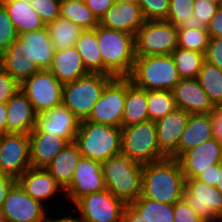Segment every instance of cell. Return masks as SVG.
I'll use <instances>...</instances> for the list:
<instances>
[{
    "instance_id": "7a4b0ae2",
    "label": "cell",
    "mask_w": 222,
    "mask_h": 222,
    "mask_svg": "<svg viewBox=\"0 0 222 222\" xmlns=\"http://www.w3.org/2000/svg\"><path fill=\"white\" fill-rule=\"evenodd\" d=\"M96 37L103 61V74L114 78L129 77L136 58L135 36L98 25Z\"/></svg>"
},
{
    "instance_id": "4316f807",
    "label": "cell",
    "mask_w": 222,
    "mask_h": 222,
    "mask_svg": "<svg viewBox=\"0 0 222 222\" xmlns=\"http://www.w3.org/2000/svg\"><path fill=\"white\" fill-rule=\"evenodd\" d=\"M18 35L37 31L46 25L31 7L32 0H1Z\"/></svg>"
},
{
    "instance_id": "bcb514c9",
    "label": "cell",
    "mask_w": 222,
    "mask_h": 222,
    "mask_svg": "<svg viewBox=\"0 0 222 222\" xmlns=\"http://www.w3.org/2000/svg\"><path fill=\"white\" fill-rule=\"evenodd\" d=\"M204 59L222 70V37L210 38Z\"/></svg>"
},
{
    "instance_id": "6da1fadb",
    "label": "cell",
    "mask_w": 222,
    "mask_h": 222,
    "mask_svg": "<svg viewBox=\"0 0 222 222\" xmlns=\"http://www.w3.org/2000/svg\"><path fill=\"white\" fill-rule=\"evenodd\" d=\"M186 179L177 159L144 164L142 168L141 195L166 204H174L183 199Z\"/></svg>"
},
{
    "instance_id": "f546056e",
    "label": "cell",
    "mask_w": 222,
    "mask_h": 222,
    "mask_svg": "<svg viewBox=\"0 0 222 222\" xmlns=\"http://www.w3.org/2000/svg\"><path fill=\"white\" fill-rule=\"evenodd\" d=\"M19 38L29 47L33 64H38L43 70L48 69L52 63L55 49L46 27L20 34Z\"/></svg>"
},
{
    "instance_id": "d4e9b609",
    "label": "cell",
    "mask_w": 222,
    "mask_h": 222,
    "mask_svg": "<svg viewBox=\"0 0 222 222\" xmlns=\"http://www.w3.org/2000/svg\"><path fill=\"white\" fill-rule=\"evenodd\" d=\"M48 70L62 84L73 82L89 74L75 46L55 51Z\"/></svg>"
},
{
    "instance_id": "9c48e42d",
    "label": "cell",
    "mask_w": 222,
    "mask_h": 222,
    "mask_svg": "<svg viewBox=\"0 0 222 222\" xmlns=\"http://www.w3.org/2000/svg\"><path fill=\"white\" fill-rule=\"evenodd\" d=\"M125 100L126 77H115L105 86L86 121L122 127Z\"/></svg>"
},
{
    "instance_id": "7bdbcfd3",
    "label": "cell",
    "mask_w": 222,
    "mask_h": 222,
    "mask_svg": "<svg viewBox=\"0 0 222 222\" xmlns=\"http://www.w3.org/2000/svg\"><path fill=\"white\" fill-rule=\"evenodd\" d=\"M193 7V25L207 27L219 5L208 0H194Z\"/></svg>"
},
{
    "instance_id": "9a60e30c",
    "label": "cell",
    "mask_w": 222,
    "mask_h": 222,
    "mask_svg": "<svg viewBox=\"0 0 222 222\" xmlns=\"http://www.w3.org/2000/svg\"><path fill=\"white\" fill-rule=\"evenodd\" d=\"M106 189L102 163L81 157L64 196L75 204L80 198Z\"/></svg>"
},
{
    "instance_id": "2e32d148",
    "label": "cell",
    "mask_w": 222,
    "mask_h": 222,
    "mask_svg": "<svg viewBox=\"0 0 222 222\" xmlns=\"http://www.w3.org/2000/svg\"><path fill=\"white\" fill-rule=\"evenodd\" d=\"M81 121L65 105L60 104L48 111L37 114L36 126L32 131L47 132L65 138L73 143Z\"/></svg>"
},
{
    "instance_id": "ab89813d",
    "label": "cell",
    "mask_w": 222,
    "mask_h": 222,
    "mask_svg": "<svg viewBox=\"0 0 222 222\" xmlns=\"http://www.w3.org/2000/svg\"><path fill=\"white\" fill-rule=\"evenodd\" d=\"M170 0H137L145 21L166 20Z\"/></svg>"
},
{
    "instance_id": "7dc6e473",
    "label": "cell",
    "mask_w": 222,
    "mask_h": 222,
    "mask_svg": "<svg viewBox=\"0 0 222 222\" xmlns=\"http://www.w3.org/2000/svg\"><path fill=\"white\" fill-rule=\"evenodd\" d=\"M114 3L115 0H85L88 9L98 21Z\"/></svg>"
},
{
    "instance_id": "681fc988",
    "label": "cell",
    "mask_w": 222,
    "mask_h": 222,
    "mask_svg": "<svg viewBox=\"0 0 222 222\" xmlns=\"http://www.w3.org/2000/svg\"><path fill=\"white\" fill-rule=\"evenodd\" d=\"M206 28L210 38L222 37V5L218 7L215 16Z\"/></svg>"
},
{
    "instance_id": "b9f144b4",
    "label": "cell",
    "mask_w": 222,
    "mask_h": 222,
    "mask_svg": "<svg viewBox=\"0 0 222 222\" xmlns=\"http://www.w3.org/2000/svg\"><path fill=\"white\" fill-rule=\"evenodd\" d=\"M60 0H32L31 7L45 25L60 17Z\"/></svg>"
},
{
    "instance_id": "8992f818",
    "label": "cell",
    "mask_w": 222,
    "mask_h": 222,
    "mask_svg": "<svg viewBox=\"0 0 222 222\" xmlns=\"http://www.w3.org/2000/svg\"><path fill=\"white\" fill-rule=\"evenodd\" d=\"M111 75L89 73L77 80L63 84L62 104L80 121L86 120L105 86L113 79Z\"/></svg>"
},
{
    "instance_id": "6f0895ef",
    "label": "cell",
    "mask_w": 222,
    "mask_h": 222,
    "mask_svg": "<svg viewBox=\"0 0 222 222\" xmlns=\"http://www.w3.org/2000/svg\"><path fill=\"white\" fill-rule=\"evenodd\" d=\"M61 2H73V3H76V2H85V0H60Z\"/></svg>"
},
{
    "instance_id": "5b68a950",
    "label": "cell",
    "mask_w": 222,
    "mask_h": 222,
    "mask_svg": "<svg viewBox=\"0 0 222 222\" xmlns=\"http://www.w3.org/2000/svg\"><path fill=\"white\" fill-rule=\"evenodd\" d=\"M143 165L123 154L102 163L106 189L129 204L141 195Z\"/></svg>"
},
{
    "instance_id": "ee69618b",
    "label": "cell",
    "mask_w": 222,
    "mask_h": 222,
    "mask_svg": "<svg viewBox=\"0 0 222 222\" xmlns=\"http://www.w3.org/2000/svg\"><path fill=\"white\" fill-rule=\"evenodd\" d=\"M20 90V84L0 66V104L7 103Z\"/></svg>"
},
{
    "instance_id": "52a82bcc",
    "label": "cell",
    "mask_w": 222,
    "mask_h": 222,
    "mask_svg": "<svg viewBox=\"0 0 222 222\" xmlns=\"http://www.w3.org/2000/svg\"><path fill=\"white\" fill-rule=\"evenodd\" d=\"M121 154L142 165L167 158L159 149L155 122L121 127Z\"/></svg>"
},
{
    "instance_id": "60d3db41",
    "label": "cell",
    "mask_w": 222,
    "mask_h": 222,
    "mask_svg": "<svg viewBox=\"0 0 222 222\" xmlns=\"http://www.w3.org/2000/svg\"><path fill=\"white\" fill-rule=\"evenodd\" d=\"M19 37L4 5L0 2V56Z\"/></svg>"
},
{
    "instance_id": "1f68e13d",
    "label": "cell",
    "mask_w": 222,
    "mask_h": 222,
    "mask_svg": "<svg viewBox=\"0 0 222 222\" xmlns=\"http://www.w3.org/2000/svg\"><path fill=\"white\" fill-rule=\"evenodd\" d=\"M46 29L55 51L76 46L77 39L83 31L74 22L61 17L47 24Z\"/></svg>"
},
{
    "instance_id": "5bb4252c",
    "label": "cell",
    "mask_w": 222,
    "mask_h": 222,
    "mask_svg": "<svg viewBox=\"0 0 222 222\" xmlns=\"http://www.w3.org/2000/svg\"><path fill=\"white\" fill-rule=\"evenodd\" d=\"M46 208L31 198L16 182L9 190L1 210L2 222H43Z\"/></svg>"
},
{
    "instance_id": "ac0fdd59",
    "label": "cell",
    "mask_w": 222,
    "mask_h": 222,
    "mask_svg": "<svg viewBox=\"0 0 222 222\" xmlns=\"http://www.w3.org/2000/svg\"><path fill=\"white\" fill-rule=\"evenodd\" d=\"M178 161L185 179L196 178L210 165L221 163L220 143L213 137L186 151Z\"/></svg>"
},
{
    "instance_id": "91938a15",
    "label": "cell",
    "mask_w": 222,
    "mask_h": 222,
    "mask_svg": "<svg viewBox=\"0 0 222 222\" xmlns=\"http://www.w3.org/2000/svg\"><path fill=\"white\" fill-rule=\"evenodd\" d=\"M118 2H137V0H115Z\"/></svg>"
},
{
    "instance_id": "4fadbf2b",
    "label": "cell",
    "mask_w": 222,
    "mask_h": 222,
    "mask_svg": "<svg viewBox=\"0 0 222 222\" xmlns=\"http://www.w3.org/2000/svg\"><path fill=\"white\" fill-rule=\"evenodd\" d=\"M74 205L84 222H121L126 206L107 189L84 196Z\"/></svg>"
},
{
    "instance_id": "f907efd6",
    "label": "cell",
    "mask_w": 222,
    "mask_h": 222,
    "mask_svg": "<svg viewBox=\"0 0 222 222\" xmlns=\"http://www.w3.org/2000/svg\"><path fill=\"white\" fill-rule=\"evenodd\" d=\"M16 183V178L7 175L0 171V213L2 210L3 202L11 187Z\"/></svg>"
},
{
    "instance_id": "30bf717a",
    "label": "cell",
    "mask_w": 222,
    "mask_h": 222,
    "mask_svg": "<svg viewBox=\"0 0 222 222\" xmlns=\"http://www.w3.org/2000/svg\"><path fill=\"white\" fill-rule=\"evenodd\" d=\"M62 88L63 84L48 69L36 72L20 85L37 114L62 104Z\"/></svg>"
},
{
    "instance_id": "c3c4849f",
    "label": "cell",
    "mask_w": 222,
    "mask_h": 222,
    "mask_svg": "<svg viewBox=\"0 0 222 222\" xmlns=\"http://www.w3.org/2000/svg\"><path fill=\"white\" fill-rule=\"evenodd\" d=\"M213 137L220 143L222 142V105L215 106L210 112Z\"/></svg>"
},
{
    "instance_id": "d6986e66",
    "label": "cell",
    "mask_w": 222,
    "mask_h": 222,
    "mask_svg": "<svg viewBox=\"0 0 222 222\" xmlns=\"http://www.w3.org/2000/svg\"><path fill=\"white\" fill-rule=\"evenodd\" d=\"M0 66L20 85L43 70L38 64H33L29 47L19 37L0 56Z\"/></svg>"
},
{
    "instance_id": "83f0119b",
    "label": "cell",
    "mask_w": 222,
    "mask_h": 222,
    "mask_svg": "<svg viewBox=\"0 0 222 222\" xmlns=\"http://www.w3.org/2000/svg\"><path fill=\"white\" fill-rule=\"evenodd\" d=\"M81 157L78 146L74 142L69 143L45 168L65 189L72 181L75 167Z\"/></svg>"
},
{
    "instance_id": "603a6c76",
    "label": "cell",
    "mask_w": 222,
    "mask_h": 222,
    "mask_svg": "<svg viewBox=\"0 0 222 222\" xmlns=\"http://www.w3.org/2000/svg\"><path fill=\"white\" fill-rule=\"evenodd\" d=\"M16 182L31 198L41 204L56 194L57 191H64L63 187L55 178L46 170V168L30 167Z\"/></svg>"
},
{
    "instance_id": "9f6ffc18",
    "label": "cell",
    "mask_w": 222,
    "mask_h": 222,
    "mask_svg": "<svg viewBox=\"0 0 222 222\" xmlns=\"http://www.w3.org/2000/svg\"><path fill=\"white\" fill-rule=\"evenodd\" d=\"M222 193V163H219L218 169H216V186Z\"/></svg>"
},
{
    "instance_id": "7402d4cb",
    "label": "cell",
    "mask_w": 222,
    "mask_h": 222,
    "mask_svg": "<svg viewBox=\"0 0 222 222\" xmlns=\"http://www.w3.org/2000/svg\"><path fill=\"white\" fill-rule=\"evenodd\" d=\"M6 105L7 133L29 134L36 126L37 113L27 96L19 90L10 98Z\"/></svg>"
},
{
    "instance_id": "4dcf8cb0",
    "label": "cell",
    "mask_w": 222,
    "mask_h": 222,
    "mask_svg": "<svg viewBox=\"0 0 222 222\" xmlns=\"http://www.w3.org/2000/svg\"><path fill=\"white\" fill-rule=\"evenodd\" d=\"M75 47L89 73L103 74V61L96 37V28L83 30L77 39Z\"/></svg>"
},
{
    "instance_id": "8d00e7d4",
    "label": "cell",
    "mask_w": 222,
    "mask_h": 222,
    "mask_svg": "<svg viewBox=\"0 0 222 222\" xmlns=\"http://www.w3.org/2000/svg\"><path fill=\"white\" fill-rule=\"evenodd\" d=\"M60 17L74 22L82 30L95 29L99 25L85 2H61Z\"/></svg>"
},
{
    "instance_id": "f35d334b",
    "label": "cell",
    "mask_w": 222,
    "mask_h": 222,
    "mask_svg": "<svg viewBox=\"0 0 222 222\" xmlns=\"http://www.w3.org/2000/svg\"><path fill=\"white\" fill-rule=\"evenodd\" d=\"M193 3L194 0H170L165 21L176 27L193 25Z\"/></svg>"
},
{
    "instance_id": "cb8c5ba5",
    "label": "cell",
    "mask_w": 222,
    "mask_h": 222,
    "mask_svg": "<svg viewBox=\"0 0 222 222\" xmlns=\"http://www.w3.org/2000/svg\"><path fill=\"white\" fill-rule=\"evenodd\" d=\"M29 137L33 168H45L69 144L65 138L42 131H31Z\"/></svg>"
},
{
    "instance_id": "836d02e7",
    "label": "cell",
    "mask_w": 222,
    "mask_h": 222,
    "mask_svg": "<svg viewBox=\"0 0 222 222\" xmlns=\"http://www.w3.org/2000/svg\"><path fill=\"white\" fill-rule=\"evenodd\" d=\"M214 106L222 105V70L203 61L196 78Z\"/></svg>"
},
{
    "instance_id": "e575fe53",
    "label": "cell",
    "mask_w": 222,
    "mask_h": 222,
    "mask_svg": "<svg viewBox=\"0 0 222 222\" xmlns=\"http://www.w3.org/2000/svg\"><path fill=\"white\" fill-rule=\"evenodd\" d=\"M210 40L206 27L185 25L178 27L177 47L193 50L205 55Z\"/></svg>"
},
{
    "instance_id": "d6a6232c",
    "label": "cell",
    "mask_w": 222,
    "mask_h": 222,
    "mask_svg": "<svg viewBox=\"0 0 222 222\" xmlns=\"http://www.w3.org/2000/svg\"><path fill=\"white\" fill-rule=\"evenodd\" d=\"M129 205L141 215L144 222H174L173 205L150 198L138 197Z\"/></svg>"
},
{
    "instance_id": "680465c9",
    "label": "cell",
    "mask_w": 222,
    "mask_h": 222,
    "mask_svg": "<svg viewBox=\"0 0 222 222\" xmlns=\"http://www.w3.org/2000/svg\"><path fill=\"white\" fill-rule=\"evenodd\" d=\"M209 2L218 4L219 6L222 5V0H208Z\"/></svg>"
},
{
    "instance_id": "484cf974",
    "label": "cell",
    "mask_w": 222,
    "mask_h": 222,
    "mask_svg": "<svg viewBox=\"0 0 222 222\" xmlns=\"http://www.w3.org/2000/svg\"><path fill=\"white\" fill-rule=\"evenodd\" d=\"M213 138L210 113L190 114L178 144V159L188 150Z\"/></svg>"
},
{
    "instance_id": "e0dca14e",
    "label": "cell",
    "mask_w": 222,
    "mask_h": 222,
    "mask_svg": "<svg viewBox=\"0 0 222 222\" xmlns=\"http://www.w3.org/2000/svg\"><path fill=\"white\" fill-rule=\"evenodd\" d=\"M189 115L186 111L176 108L155 122L157 143L167 158L178 160V144Z\"/></svg>"
},
{
    "instance_id": "8fae6325",
    "label": "cell",
    "mask_w": 222,
    "mask_h": 222,
    "mask_svg": "<svg viewBox=\"0 0 222 222\" xmlns=\"http://www.w3.org/2000/svg\"><path fill=\"white\" fill-rule=\"evenodd\" d=\"M183 199L204 222L222 221V193L216 187L186 179Z\"/></svg>"
},
{
    "instance_id": "44dd1931",
    "label": "cell",
    "mask_w": 222,
    "mask_h": 222,
    "mask_svg": "<svg viewBox=\"0 0 222 222\" xmlns=\"http://www.w3.org/2000/svg\"><path fill=\"white\" fill-rule=\"evenodd\" d=\"M172 94L176 108L189 114L210 113L215 107L196 78L181 79Z\"/></svg>"
},
{
    "instance_id": "db71d44e",
    "label": "cell",
    "mask_w": 222,
    "mask_h": 222,
    "mask_svg": "<svg viewBox=\"0 0 222 222\" xmlns=\"http://www.w3.org/2000/svg\"><path fill=\"white\" fill-rule=\"evenodd\" d=\"M7 105L6 103L0 104V135L7 133Z\"/></svg>"
},
{
    "instance_id": "816d5d0a",
    "label": "cell",
    "mask_w": 222,
    "mask_h": 222,
    "mask_svg": "<svg viewBox=\"0 0 222 222\" xmlns=\"http://www.w3.org/2000/svg\"><path fill=\"white\" fill-rule=\"evenodd\" d=\"M218 164L210 165V169L202 171L197 177V180L205 182L209 186H216V169H218Z\"/></svg>"
},
{
    "instance_id": "ba28073f",
    "label": "cell",
    "mask_w": 222,
    "mask_h": 222,
    "mask_svg": "<svg viewBox=\"0 0 222 222\" xmlns=\"http://www.w3.org/2000/svg\"><path fill=\"white\" fill-rule=\"evenodd\" d=\"M178 27L165 20L145 21L135 35L136 57L171 54L177 48Z\"/></svg>"
},
{
    "instance_id": "f5cc1de1",
    "label": "cell",
    "mask_w": 222,
    "mask_h": 222,
    "mask_svg": "<svg viewBox=\"0 0 222 222\" xmlns=\"http://www.w3.org/2000/svg\"><path fill=\"white\" fill-rule=\"evenodd\" d=\"M121 222H144V220L129 204H126L122 213Z\"/></svg>"
},
{
    "instance_id": "3957f363",
    "label": "cell",
    "mask_w": 222,
    "mask_h": 222,
    "mask_svg": "<svg viewBox=\"0 0 222 222\" xmlns=\"http://www.w3.org/2000/svg\"><path fill=\"white\" fill-rule=\"evenodd\" d=\"M74 143L82 157L103 163L121 154V127L83 120Z\"/></svg>"
},
{
    "instance_id": "11a10c76",
    "label": "cell",
    "mask_w": 222,
    "mask_h": 222,
    "mask_svg": "<svg viewBox=\"0 0 222 222\" xmlns=\"http://www.w3.org/2000/svg\"><path fill=\"white\" fill-rule=\"evenodd\" d=\"M43 222H84V221L82 220L81 217H79V219L78 218L76 219V218H72L70 216H65V217H62V218H59V219H53L52 220L46 214Z\"/></svg>"
},
{
    "instance_id": "ffe728a7",
    "label": "cell",
    "mask_w": 222,
    "mask_h": 222,
    "mask_svg": "<svg viewBox=\"0 0 222 222\" xmlns=\"http://www.w3.org/2000/svg\"><path fill=\"white\" fill-rule=\"evenodd\" d=\"M145 19L137 2H118L106 11L99 25L136 35Z\"/></svg>"
},
{
    "instance_id": "7c38bea8",
    "label": "cell",
    "mask_w": 222,
    "mask_h": 222,
    "mask_svg": "<svg viewBox=\"0 0 222 222\" xmlns=\"http://www.w3.org/2000/svg\"><path fill=\"white\" fill-rule=\"evenodd\" d=\"M30 167L29 134L9 132L0 135V171L17 179Z\"/></svg>"
},
{
    "instance_id": "74e56055",
    "label": "cell",
    "mask_w": 222,
    "mask_h": 222,
    "mask_svg": "<svg viewBox=\"0 0 222 222\" xmlns=\"http://www.w3.org/2000/svg\"><path fill=\"white\" fill-rule=\"evenodd\" d=\"M147 109L149 120L156 122L176 109L172 91H147Z\"/></svg>"
},
{
    "instance_id": "277c9868",
    "label": "cell",
    "mask_w": 222,
    "mask_h": 222,
    "mask_svg": "<svg viewBox=\"0 0 222 222\" xmlns=\"http://www.w3.org/2000/svg\"><path fill=\"white\" fill-rule=\"evenodd\" d=\"M128 78L146 91H172L181 80L171 54L136 57Z\"/></svg>"
},
{
    "instance_id": "f1b7e54d",
    "label": "cell",
    "mask_w": 222,
    "mask_h": 222,
    "mask_svg": "<svg viewBox=\"0 0 222 222\" xmlns=\"http://www.w3.org/2000/svg\"><path fill=\"white\" fill-rule=\"evenodd\" d=\"M149 121L147 91L136 87L126 77V100L122 117V127Z\"/></svg>"
},
{
    "instance_id": "94428289",
    "label": "cell",
    "mask_w": 222,
    "mask_h": 222,
    "mask_svg": "<svg viewBox=\"0 0 222 222\" xmlns=\"http://www.w3.org/2000/svg\"><path fill=\"white\" fill-rule=\"evenodd\" d=\"M220 156H221V163H222V142H220Z\"/></svg>"
},
{
    "instance_id": "d590c367",
    "label": "cell",
    "mask_w": 222,
    "mask_h": 222,
    "mask_svg": "<svg viewBox=\"0 0 222 222\" xmlns=\"http://www.w3.org/2000/svg\"><path fill=\"white\" fill-rule=\"evenodd\" d=\"M171 56L181 79L197 78L205 60L204 54L179 47L171 53Z\"/></svg>"
},
{
    "instance_id": "f6af8a7d",
    "label": "cell",
    "mask_w": 222,
    "mask_h": 222,
    "mask_svg": "<svg viewBox=\"0 0 222 222\" xmlns=\"http://www.w3.org/2000/svg\"><path fill=\"white\" fill-rule=\"evenodd\" d=\"M174 222H204L184 199L173 204Z\"/></svg>"
}]
</instances>
